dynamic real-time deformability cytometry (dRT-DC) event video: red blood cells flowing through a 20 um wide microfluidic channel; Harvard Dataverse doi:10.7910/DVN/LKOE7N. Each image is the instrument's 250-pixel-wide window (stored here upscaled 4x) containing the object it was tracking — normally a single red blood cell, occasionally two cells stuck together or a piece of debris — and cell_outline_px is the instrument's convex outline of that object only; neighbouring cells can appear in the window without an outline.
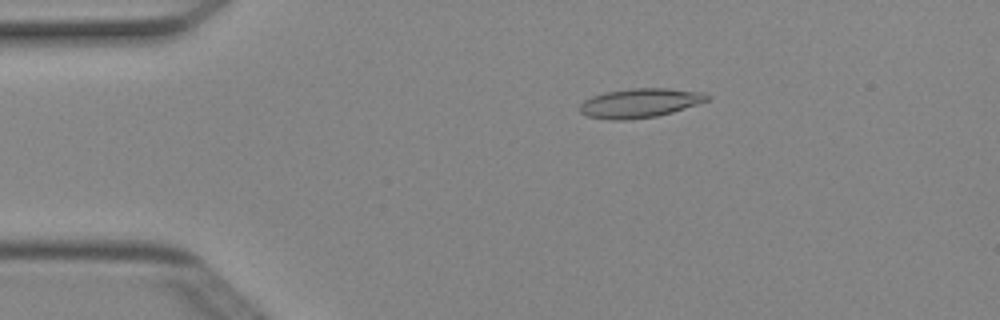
{"species": "Egyptian fruit bat (a non-hibernating species)", "species_latin": "Rousettus aegyptiacus", "temperature_condition": "cold", "stored_images_in_passage": 5, "camera_frame_rate_fps": 3000, "um_per_image_px": 0.085, "animal": {"sex": "female"}, "frame": {"image": 1, "passage_image": 3, "time_ms": 0.667, "image_size_px": [1000, 320], "cell_outline_px": [[712, 96], [708, 100], [672, 112], [656, 116], [624, 120], [608, 120], [588, 116], [580, 112], [580, 104], [584, 100], [592, 96], [604, 92], [632, 88], [664, 88], [704, 92]], "centroid_in_image_um": [54.38, 8.75], "position_along_channel_um": 30.6, "area_um2": 21.62}}
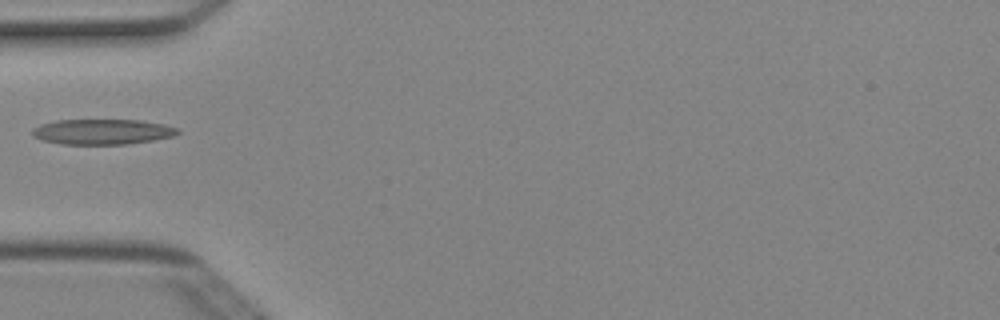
{"frame": {"image": 2, "passage_image": 5, "time_ms": 1.333, "image_size_px": [1000, 320], "cell_outline_px": [[180, 132], [172, 136], [152, 140], [128, 144], [60, 144], [44, 140], [32, 136], [32, 128], [40, 124], [56, 120], [140, 120], [164, 124], [180, 128]], "centroid_in_image_um": [8.69, 11.19], "position_along_channel_um": 76.3, "area_um2": 21.5}}